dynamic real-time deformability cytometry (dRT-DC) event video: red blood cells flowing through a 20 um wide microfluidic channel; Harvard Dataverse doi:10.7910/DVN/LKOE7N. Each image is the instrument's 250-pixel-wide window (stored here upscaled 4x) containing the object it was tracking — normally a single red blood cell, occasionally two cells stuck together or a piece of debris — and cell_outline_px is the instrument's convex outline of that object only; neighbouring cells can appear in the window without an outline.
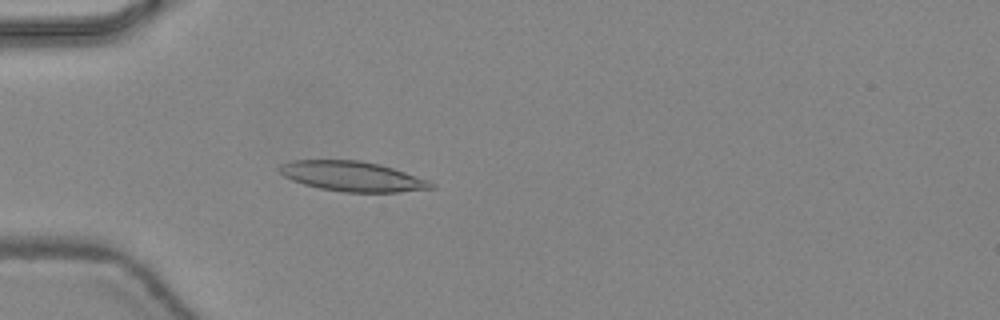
{"species": "common noctule bat (a hibernating species)", "species_latin": "Nyctalus noctula", "temperature_condition": "warm", "stored_images_in_passage": 37, "camera_frame_rate_fps": 3000, "um_per_image_px": 0.085, "animal": {"sex": "female", "body_mass_g": 24.6, "forearm_length_mm": 56.2}, "frame": {"image": 1, "passage_image": 5, "time_ms": 1.333, "image_size_px": [1000, 320], "cell_outline_px": [[436, 188], [400, 192], [344, 192], [320, 188], [304, 184], [292, 180], [284, 176], [276, 168], [280, 164], [292, 160], [360, 160], [380, 164], [428, 180], [436, 184]], "centroid_in_image_um": [29.95, 14.99], "position_along_channel_um": 55.1, "area_um2": 26.53}}
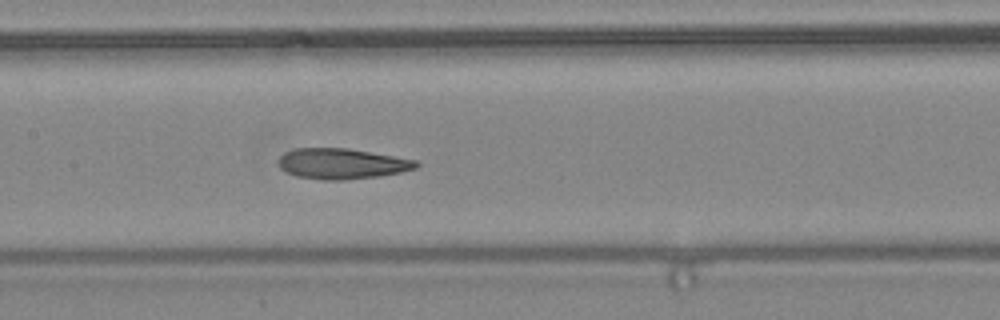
{"frame": {"image": 2, "passage_image": 14, "time_ms": 4.333, "image_size_px": [1000, 320], "cell_outline_px": [[420, 164], [416, 168], [400, 172], [380, 176], [344, 180], [320, 180], [296, 176], [284, 172], [280, 168], [280, 156], [284, 152], [296, 148], [348, 148], [416, 160]], "centroid_in_image_um": [29.04, 13.92], "position_along_channel_um": 178.4, "area_um2": 24.57}}
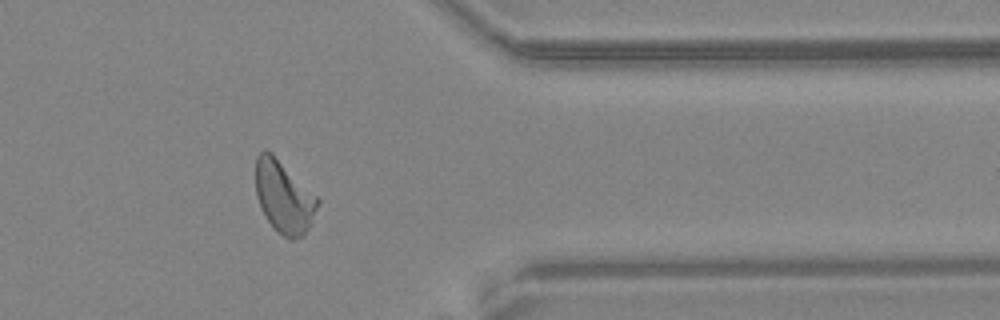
{"frame": {"image": 3, "passage_image": 29, "time_ms": 9.333, "image_size_px": [1000, 320], "cell_outline_px": [[320, 200], [312, 224], [304, 236], [292, 240], [288, 240], [268, 220], [260, 208], [256, 196], [256, 156], [264, 148], [272, 152]], "centroid_in_image_um": [24.13, 16.74], "position_along_channel_um": 387.3, "area_um2": 26.07}, "authors_computed_cell_mechanics": {"area_um2": 25.143, "velocity_mm_per_s": 4.442, "shape_relaxation_time_tau1_ms": 7.2642, "shape_relaxation_time_tau2_ms": 1.5199, "deformation_change_tau1": 0.1967, "deformation_change_tau2": 0.0954}}